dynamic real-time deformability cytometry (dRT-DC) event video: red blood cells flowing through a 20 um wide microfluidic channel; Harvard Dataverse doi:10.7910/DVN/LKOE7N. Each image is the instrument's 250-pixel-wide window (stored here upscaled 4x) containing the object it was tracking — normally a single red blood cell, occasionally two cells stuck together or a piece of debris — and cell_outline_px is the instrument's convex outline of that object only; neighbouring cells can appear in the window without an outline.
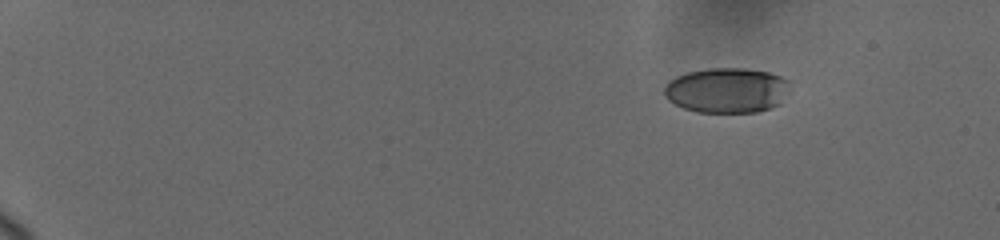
{"species": "human", "species_latin": "Homo sapiens", "temperature_condition": "cold", "stored_images_in_passage": 26, "camera_frame_rate_fps": 3000, "um_per_image_px": 0.085, "donor": {"sex": "female"}, "frame": {"image": 1, "passage_image": 1, "time_ms": 0.0, "image_size_px": [1000, 240], "cell_outline_px": [[788, 92], [780, 104], [756, 112], [696, 112], [684, 108], [668, 100], [664, 96], [664, 88], [676, 76], [688, 72], [708, 68], [744, 68], [768, 72], [780, 76], [788, 80]], "centroid_in_image_um": [61.79, 7.67], "position_along_channel_um": 23.2, "area_um2": 32.95}}
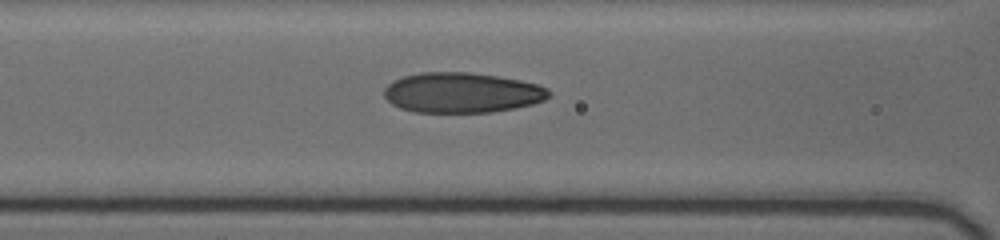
{"frame": {"image": 2, "passage_image": 21, "time_ms": 6.667, "image_size_px": [1000, 240], "cell_outline_px": [[552, 96], [544, 100], [532, 104], [516, 108], [492, 112], [412, 112], [400, 108], [392, 104], [384, 96], [384, 88], [392, 80], [404, 76], [420, 72], [472, 72], [520, 80], [536, 84], [548, 88], [552, 92]], "centroid_in_image_um": [39.27, 7.87], "position_along_channel_um": 127.3, "area_um2": 38.9}}
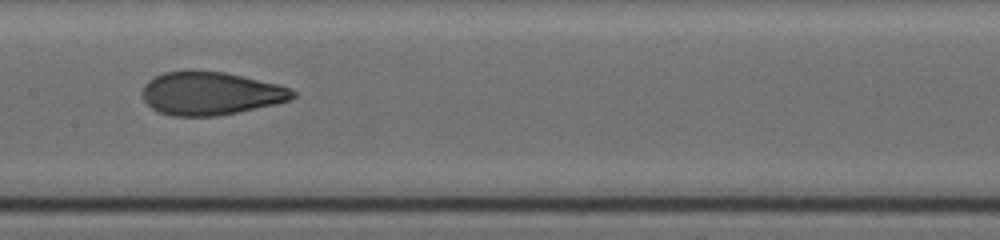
{"frame": {"image": 3, "passage_image": 25, "time_ms": 8.333, "image_size_px": [1000, 240], "cell_outline_px": [[296, 96], [288, 100], [276, 104], [216, 116], [172, 116], [160, 112], [152, 108], [144, 100], [144, 84], [148, 80], [164, 72], [184, 68], [192, 68], [224, 72], [276, 84], [292, 88], [296, 92]], "centroid_in_image_um": [17.88, 7.91], "position_along_channel_um": 189.5, "area_um2": 38.09}}